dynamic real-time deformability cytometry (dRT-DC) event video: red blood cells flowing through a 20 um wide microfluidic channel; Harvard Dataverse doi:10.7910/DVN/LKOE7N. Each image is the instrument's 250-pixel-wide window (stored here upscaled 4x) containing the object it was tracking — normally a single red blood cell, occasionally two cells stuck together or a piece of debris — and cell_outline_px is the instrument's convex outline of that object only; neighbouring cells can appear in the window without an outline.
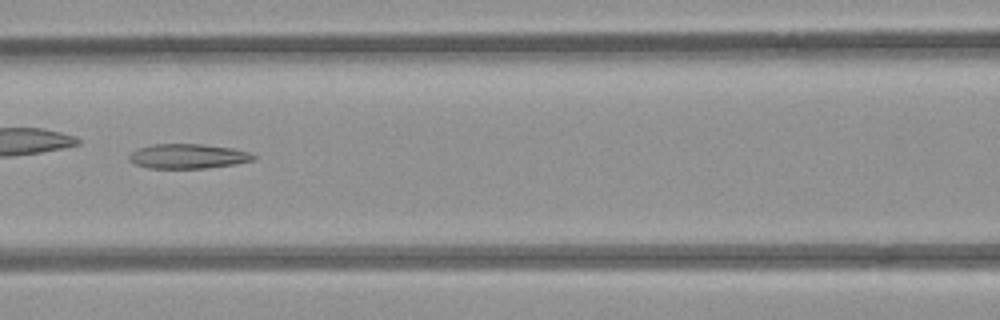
{"species": "common noctule bat (a hibernating species)", "species_latin": "Nyctalus noctula", "temperature_condition": "room temperature", "stored_images_in_passage": 9, "camera_frame_rate_fps": 3000, "um_per_image_px": 0.085, "animal": {"sex": "female", "body_mass_g": 21.9}, "frame": {"image": 1, "passage_image": 6, "time_ms": 6.667, "image_size_px": [1000, 320], "cell_outline_px": [[256, 160], [236, 164], [208, 168], [148, 168], [136, 164], [128, 160], [128, 156], [132, 152], [140, 148], [152, 144], [200, 144], [232, 148], [248, 152], [256, 156]], "centroid_in_image_um": [16.0, 13.28], "position_along_channel_um": 150.6, "area_um2": 17.86}}
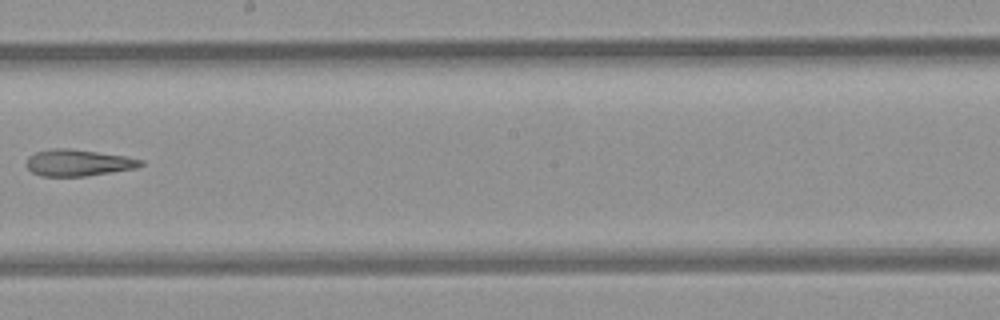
{"frame": {"image": 2, "passage_image": 8, "time_ms": 9.0, "image_size_px": [1000, 320], "cell_outline_px": [[144, 164], [136, 168], [84, 176], [40, 176], [32, 172], [24, 164], [28, 156], [36, 152], [52, 148], [68, 148], [128, 156], [144, 160]], "centroid_in_image_um": [6.63, 13.82], "position_along_channel_um": 241.6, "area_um2": 17.8}}
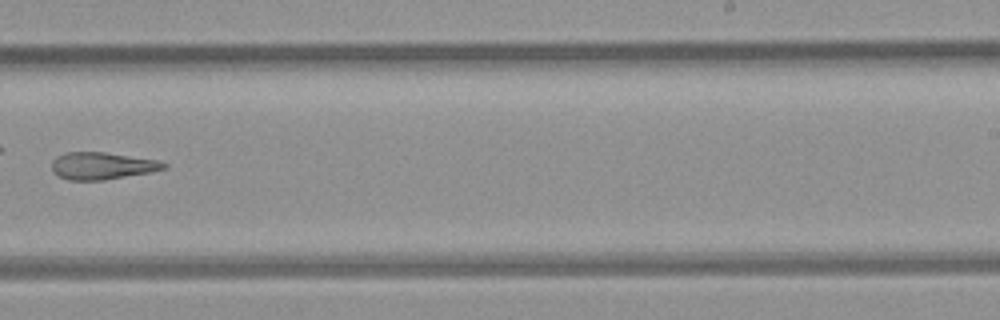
{"frame": {"image": 3, "passage_image": 9, "time_ms": 10.0, "image_size_px": [1000, 320], "cell_outline_px": [[168, 168], [152, 172], [104, 180], [68, 180], [52, 172], [52, 160], [56, 156], [68, 152], [104, 152], [156, 160], [168, 164]], "centroid_in_image_um": [8.68, 14.1], "position_along_channel_um": 280.3, "area_um2": 17.74}}